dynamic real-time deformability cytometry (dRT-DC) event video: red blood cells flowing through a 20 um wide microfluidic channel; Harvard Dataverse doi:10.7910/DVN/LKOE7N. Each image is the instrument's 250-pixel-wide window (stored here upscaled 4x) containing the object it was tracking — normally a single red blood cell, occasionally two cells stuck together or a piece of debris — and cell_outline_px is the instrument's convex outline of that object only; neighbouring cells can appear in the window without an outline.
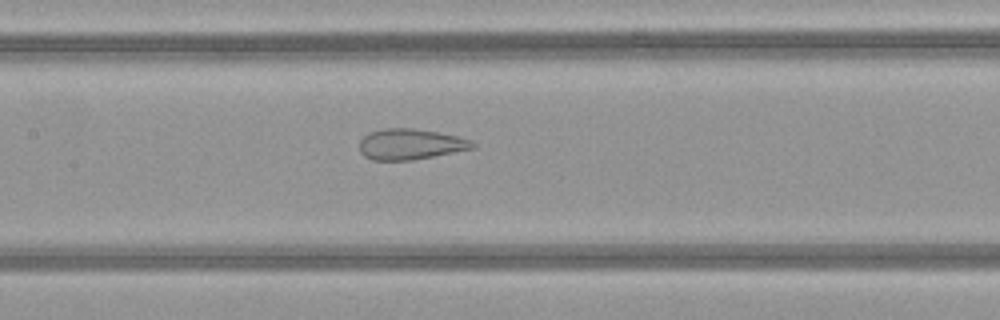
{"species": "common noctule bat (a hibernating species)", "species_latin": "Nyctalus noctula", "temperature_condition": "warm", "stored_images_in_passage": 47, "camera_frame_rate_fps": 3000, "um_per_image_px": 0.085, "animal": {"sex": "female", "body_mass_g": 21.9}, "frame": {"image": 1, "passage_image": 23, "time_ms": 7.333, "image_size_px": [1000, 320], "cell_outline_px": [[476, 148], [412, 160], [372, 160], [364, 156], [360, 152], [360, 140], [368, 132], [384, 128], [412, 128], [436, 132], [456, 136], [472, 140], [476, 144]], "centroid_in_image_um": [34.88, 12.26], "position_along_channel_um": 172.5, "area_um2": 20.29}}
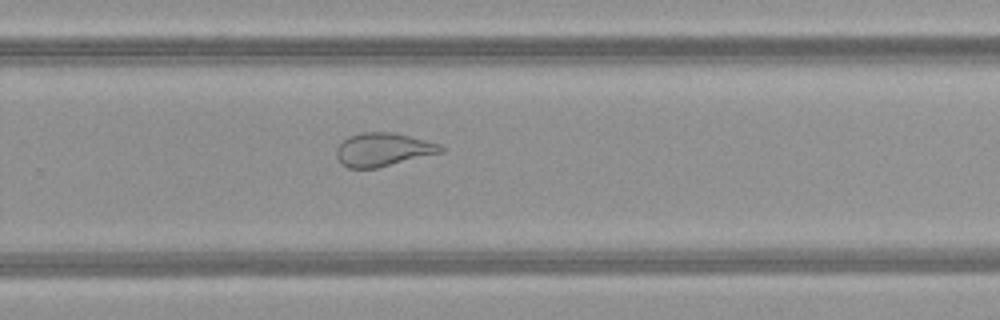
{"frame": {"image": 2, "passage_image": 32, "time_ms": 10.333, "image_size_px": [1000, 320], "cell_outline_px": [[444, 152], [376, 168], [348, 168], [340, 164], [336, 156], [336, 148], [348, 136], [364, 132], [392, 132], [440, 144], [444, 148]], "centroid_in_image_um": [32.54, 12.72], "position_along_channel_um": 297.3, "area_um2": 20.23}}
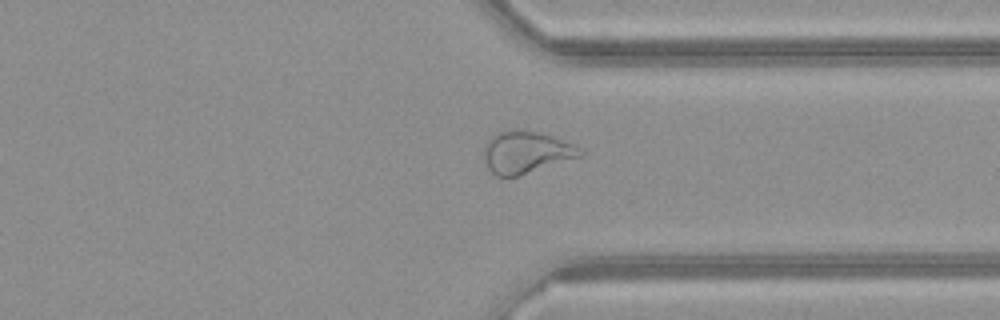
{"frame": {"image": 3, "passage_image": 37, "time_ms": 12.0, "image_size_px": [1000, 320], "cell_outline_px": [[584, 152], [580, 156], [520, 176], [496, 176], [488, 168], [484, 160], [484, 148], [488, 140], [496, 132], [536, 132], [552, 136], [572, 144], [580, 148]], "centroid_in_image_um": [44.7, 12.98], "position_along_channel_um": 366.7, "area_um2": 22.95}}